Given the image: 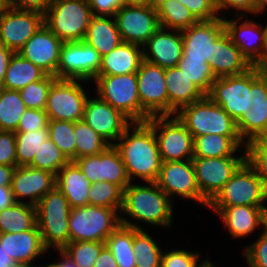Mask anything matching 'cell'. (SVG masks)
I'll return each instance as SVG.
<instances>
[{
    "mask_svg": "<svg viewBox=\"0 0 267 267\" xmlns=\"http://www.w3.org/2000/svg\"><path fill=\"white\" fill-rule=\"evenodd\" d=\"M266 24V25H265ZM264 24L266 31V52H265V68H267V23Z\"/></svg>",
    "mask_w": 267,
    "mask_h": 267,
    "instance_id": "2644e50d",
    "label": "cell"
},
{
    "mask_svg": "<svg viewBox=\"0 0 267 267\" xmlns=\"http://www.w3.org/2000/svg\"><path fill=\"white\" fill-rule=\"evenodd\" d=\"M92 83L94 93L102 100L120 111L131 122H141V103L136 73L97 75Z\"/></svg>",
    "mask_w": 267,
    "mask_h": 267,
    "instance_id": "52a82bcc",
    "label": "cell"
},
{
    "mask_svg": "<svg viewBox=\"0 0 267 267\" xmlns=\"http://www.w3.org/2000/svg\"><path fill=\"white\" fill-rule=\"evenodd\" d=\"M208 63L217 78L240 75L253 67L225 30L214 40V57Z\"/></svg>",
    "mask_w": 267,
    "mask_h": 267,
    "instance_id": "83f0119b",
    "label": "cell"
},
{
    "mask_svg": "<svg viewBox=\"0 0 267 267\" xmlns=\"http://www.w3.org/2000/svg\"><path fill=\"white\" fill-rule=\"evenodd\" d=\"M15 203L11 187L0 185V212Z\"/></svg>",
    "mask_w": 267,
    "mask_h": 267,
    "instance_id": "6125c7cd",
    "label": "cell"
},
{
    "mask_svg": "<svg viewBox=\"0 0 267 267\" xmlns=\"http://www.w3.org/2000/svg\"><path fill=\"white\" fill-rule=\"evenodd\" d=\"M114 146L131 182L157 181L162 160L157 138L147 122H132Z\"/></svg>",
    "mask_w": 267,
    "mask_h": 267,
    "instance_id": "7a4b0ae2",
    "label": "cell"
},
{
    "mask_svg": "<svg viewBox=\"0 0 267 267\" xmlns=\"http://www.w3.org/2000/svg\"><path fill=\"white\" fill-rule=\"evenodd\" d=\"M43 24V13L7 6L0 15V44L17 53Z\"/></svg>",
    "mask_w": 267,
    "mask_h": 267,
    "instance_id": "e0dca14e",
    "label": "cell"
},
{
    "mask_svg": "<svg viewBox=\"0 0 267 267\" xmlns=\"http://www.w3.org/2000/svg\"><path fill=\"white\" fill-rule=\"evenodd\" d=\"M145 229L133 228V251L136 256V267H160L163 252L160 239L156 240ZM152 236V237H151Z\"/></svg>",
    "mask_w": 267,
    "mask_h": 267,
    "instance_id": "8d00e7d4",
    "label": "cell"
},
{
    "mask_svg": "<svg viewBox=\"0 0 267 267\" xmlns=\"http://www.w3.org/2000/svg\"><path fill=\"white\" fill-rule=\"evenodd\" d=\"M249 17L250 15L223 17L225 31L252 66L265 68V27L263 23L261 24L254 18Z\"/></svg>",
    "mask_w": 267,
    "mask_h": 267,
    "instance_id": "5bb4252c",
    "label": "cell"
},
{
    "mask_svg": "<svg viewBox=\"0 0 267 267\" xmlns=\"http://www.w3.org/2000/svg\"><path fill=\"white\" fill-rule=\"evenodd\" d=\"M48 116L45 110L27 108L22 115L15 132L37 131L48 127Z\"/></svg>",
    "mask_w": 267,
    "mask_h": 267,
    "instance_id": "f5cc1de1",
    "label": "cell"
},
{
    "mask_svg": "<svg viewBox=\"0 0 267 267\" xmlns=\"http://www.w3.org/2000/svg\"><path fill=\"white\" fill-rule=\"evenodd\" d=\"M160 27L182 31L198 20L189 11L187 6L178 0H169L157 10Z\"/></svg>",
    "mask_w": 267,
    "mask_h": 267,
    "instance_id": "f35d334b",
    "label": "cell"
},
{
    "mask_svg": "<svg viewBox=\"0 0 267 267\" xmlns=\"http://www.w3.org/2000/svg\"><path fill=\"white\" fill-rule=\"evenodd\" d=\"M53 251L58 254H55L56 259L53 258L54 261L50 262L53 267H79L63 249H53Z\"/></svg>",
    "mask_w": 267,
    "mask_h": 267,
    "instance_id": "94428289",
    "label": "cell"
},
{
    "mask_svg": "<svg viewBox=\"0 0 267 267\" xmlns=\"http://www.w3.org/2000/svg\"><path fill=\"white\" fill-rule=\"evenodd\" d=\"M156 184L175 203L176 198L190 200L200 207H208V201L200 194L192 159L162 162Z\"/></svg>",
    "mask_w": 267,
    "mask_h": 267,
    "instance_id": "4fadbf2b",
    "label": "cell"
},
{
    "mask_svg": "<svg viewBox=\"0 0 267 267\" xmlns=\"http://www.w3.org/2000/svg\"><path fill=\"white\" fill-rule=\"evenodd\" d=\"M7 7V0H0V15L4 12Z\"/></svg>",
    "mask_w": 267,
    "mask_h": 267,
    "instance_id": "89a4df30",
    "label": "cell"
},
{
    "mask_svg": "<svg viewBox=\"0 0 267 267\" xmlns=\"http://www.w3.org/2000/svg\"><path fill=\"white\" fill-rule=\"evenodd\" d=\"M69 160L49 138L41 144L29 166L49 171L55 175Z\"/></svg>",
    "mask_w": 267,
    "mask_h": 267,
    "instance_id": "bcb514c9",
    "label": "cell"
},
{
    "mask_svg": "<svg viewBox=\"0 0 267 267\" xmlns=\"http://www.w3.org/2000/svg\"><path fill=\"white\" fill-rule=\"evenodd\" d=\"M236 127L245 144L267 137V68L253 66L248 70L247 111L236 121Z\"/></svg>",
    "mask_w": 267,
    "mask_h": 267,
    "instance_id": "277c9868",
    "label": "cell"
},
{
    "mask_svg": "<svg viewBox=\"0 0 267 267\" xmlns=\"http://www.w3.org/2000/svg\"><path fill=\"white\" fill-rule=\"evenodd\" d=\"M246 161L255 169L267 192V137L246 144Z\"/></svg>",
    "mask_w": 267,
    "mask_h": 267,
    "instance_id": "681fc988",
    "label": "cell"
},
{
    "mask_svg": "<svg viewBox=\"0 0 267 267\" xmlns=\"http://www.w3.org/2000/svg\"><path fill=\"white\" fill-rule=\"evenodd\" d=\"M62 44L63 41L43 24L17 53L39 67L47 75L57 78Z\"/></svg>",
    "mask_w": 267,
    "mask_h": 267,
    "instance_id": "603a6c76",
    "label": "cell"
},
{
    "mask_svg": "<svg viewBox=\"0 0 267 267\" xmlns=\"http://www.w3.org/2000/svg\"><path fill=\"white\" fill-rule=\"evenodd\" d=\"M53 0H7V6L20 10L45 13Z\"/></svg>",
    "mask_w": 267,
    "mask_h": 267,
    "instance_id": "6f0895ef",
    "label": "cell"
},
{
    "mask_svg": "<svg viewBox=\"0 0 267 267\" xmlns=\"http://www.w3.org/2000/svg\"><path fill=\"white\" fill-rule=\"evenodd\" d=\"M90 181L74 161H69L56 175V186L71 208L88 205Z\"/></svg>",
    "mask_w": 267,
    "mask_h": 267,
    "instance_id": "f546056e",
    "label": "cell"
},
{
    "mask_svg": "<svg viewBox=\"0 0 267 267\" xmlns=\"http://www.w3.org/2000/svg\"><path fill=\"white\" fill-rule=\"evenodd\" d=\"M47 74L19 53H14L3 81L2 88L20 90L29 83L40 81Z\"/></svg>",
    "mask_w": 267,
    "mask_h": 267,
    "instance_id": "e575fe53",
    "label": "cell"
},
{
    "mask_svg": "<svg viewBox=\"0 0 267 267\" xmlns=\"http://www.w3.org/2000/svg\"><path fill=\"white\" fill-rule=\"evenodd\" d=\"M177 66L206 95L210 92L217 77L206 59L181 58Z\"/></svg>",
    "mask_w": 267,
    "mask_h": 267,
    "instance_id": "7bdbcfd3",
    "label": "cell"
},
{
    "mask_svg": "<svg viewBox=\"0 0 267 267\" xmlns=\"http://www.w3.org/2000/svg\"><path fill=\"white\" fill-rule=\"evenodd\" d=\"M142 60V46L122 42L114 50L101 57L98 75L137 73Z\"/></svg>",
    "mask_w": 267,
    "mask_h": 267,
    "instance_id": "4dcf8cb0",
    "label": "cell"
},
{
    "mask_svg": "<svg viewBox=\"0 0 267 267\" xmlns=\"http://www.w3.org/2000/svg\"><path fill=\"white\" fill-rule=\"evenodd\" d=\"M10 267H28V266L23 265V264H17V263H15V264H13V265L10 266Z\"/></svg>",
    "mask_w": 267,
    "mask_h": 267,
    "instance_id": "34e18365",
    "label": "cell"
},
{
    "mask_svg": "<svg viewBox=\"0 0 267 267\" xmlns=\"http://www.w3.org/2000/svg\"><path fill=\"white\" fill-rule=\"evenodd\" d=\"M15 262L12 260V258L5 252L4 249H2L1 243H0V267H10Z\"/></svg>",
    "mask_w": 267,
    "mask_h": 267,
    "instance_id": "e7e4bbea",
    "label": "cell"
},
{
    "mask_svg": "<svg viewBox=\"0 0 267 267\" xmlns=\"http://www.w3.org/2000/svg\"><path fill=\"white\" fill-rule=\"evenodd\" d=\"M45 264H42L41 262V264L38 263L35 267H53L50 263H47V261L45 262Z\"/></svg>",
    "mask_w": 267,
    "mask_h": 267,
    "instance_id": "753ad0ef",
    "label": "cell"
},
{
    "mask_svg": "<svg viewBox=\"0 0 267 267\" xmlns=\"http://www.w3.org/2000/svg\"><path fill=\"white\" fill-rule=\"evenodd\" d=\"M143 59L161 68L176 67L183 55L179 30L160 27L142 46Z\"/></svg>",
    "mask_w": 267,
    "mask_h": 267,
    "instance_id": "484cf974",
    "label": "cell"
},
{
    "mask_svg": "<svg viewBox=\"0 0 267 267\" xmlns=\"http://www.w3.org/2000/svg\"><path fill=\"white\" fill-rule=\"evenodd\" d=\"M0 165L17 167L16 138L13 131H0Z\"/></svg>",
    "mask_w": 267,
    "mask_h": 267,
    "instance_id": "11a10c76",
    "label": "cell"
},
{
    "mask_svg": "<svg viewBox=\"0 0 267 267\" xmlns=\"http://www.w3.org/2000/svg\"><path fill=\"white\" fill-rule=\"evenodd\" d=\"M101 56L85 41L63 42L57 79L83 80L91 82L98 75Z\"/></svg>",
    "mask_w": 267,
    "mask_h": 267,
    "instance_id": "2e32d148",
    "label": "cell"
},
{
    "mask_svg": "<svg viewBox=\"0 0 267 267\" xmlns=\"http://www.w3.org/2000/svg\"><path fill=\"white\" fill-rule=\"evenodd\" d=\"M240 148H246V144L240 136L206 134L194 137L193 157L217 158L233 156Z\"/></svg>",
    "mask_w": 267,
    "mask_h": 267,
    "instance_id": "d6a6232c",
    "label": "cell"
},
{
    "mask_svg": "<svg viewBox=\"0 0 267 267\" xmlns=\"http://www.w3.org/2000/svg\"><path fill=\"white\" fill-rule=\"evenodd\" d=\"M15 52L0 44V88L3 86L5 73Z\"/></svg>",
    "mask_w": 267,
    "mask_h": 267,
    "instance_id": "680465c9",
    "label": "cell"
},
{
    "mask_svg": "<svg viewBox=\"0 0 267 267\" xmlns=\"http://www.w3.org/2000/svg\"><path fill=\"white\" fill-rule=\"evenodd\" d=\"M68 224L70 242H105L121 223L120 214L115 209L87 205L71 208Z\"/></svg>",
    "mask_w": 267,
    "mask_h": 267,
    "instance_id": "30bf717a",
    "label": "cell"
},
{
    "mask_svg": "<svg viewBox=\"0 0 267 267\" xmlns=\"http://www.w3.org/2000/svg\"><path fill=\"white\" fill-rule=\"evenodd\" d=\"M93 267H118L112 252L106 245L102 248Z\"/></svg>",
    "mask_w": 267,
    "mask_h": 267,
    "instance_id": "91938a15",
    "label": "cell"
},
{
    "mask_svg": "<svg viewBox=\"0 0 267 267\" xmlns=\"http://www.w3.org/2000/svg\"><path fill=\"white\" fill-rule=\"evenodd\" d=\"M267 192L255 169L245 161L208 206L267 207Z\"/></svg>",
    "mask_w": 267,
    "mask_h": 267,
    "instance_id": "ba28073f",
    "label": "cell"
},
{
    "mask_svg": "<svg viewBox=\"0 0 267 267\" xmlns=\"http://www.w3.org/2000/svg\"><path fill=\"white\" fill-rule=\"evenodd\" d=\"M16 167L0 165V185L11 187L13 173Z\"/></svg>",
    "mask_w": 267,
    "mask_h": 267,
    "instance_id": "be15d7a7",
    "label": "cell"
},
{
    "mask_svg": "<svg viewBox=\"0 0 267 267\" xmlns=\"http://www.w3.org/2000/svg\"><path fill=\"white\" fill-rule=\"evenodd\" d=\"M27 107L19 90L0 89V131L17 130Z\"/></svg>",
    "mask_w": 267,
    "mask_h": 267,
    "instance_id": "74e56055",
    "label": "cell"
},
{
    "mask_svg": "<svg viewBox=\"0 0 267 267\" xmlns=\"http://www.w3.org/2000/svg\"><path fill=\"white\" fill-rule=\"evenodd\" d=\"M225 30L221 17L198 21L181 31L183 55L181 58L206 59L214 57V40Z\"/></svg>",
    "mask_w": 267,
    "mask_h": 267,
    "instance_id": "d4e9b609",
    "label": "cell"
},
{
    "mask_svg": "<svg viewBox=\"0 0 267 267\" xmlns=\"http://www.w3.org/2000/svg\"><path fill=\"white\" fill-rule=\"evenodd\" d=\"M150 0H123V5L149 6Z\"/></svg>",
    "mask_w": 267,
    "mask_h": 267,
    "instance_id": "003e7915",
    "label": "cell"
},
{
    "mask_svg": "<svg viewBox=\"0 0 267 267\" xmlns=\"http://www.w3.org/2000/svg\"><path fill=\"white\" fill-rule=\"evenodd\" d=\"M90 183L107 181L124 190L130 183L120 152L110 145L102 153L74 160Z\"/></svg>",
    "mask_w": 267,
    "mask_h": 267,
    "instance_id": "ffe728a7",
    "label": "cell"
},
{
    "mask_svg": "<svg viewBox=\"0 0 267 267\" xmlns=\"http://www.w3.org/2000/svg\"><path fill=\"white\" fill-rule=\"evenodd\" d=\"M192 161L200 194L210 202L246 161V148H240L233 156L193 157Z\"/></svg>",
    "mask_w": 267,
    "mask_h": 267,
    "instance_id": "7c38bea8",
    "label": "cell"
},
{
    "mask_svg": "<svg viewBox=\"0 0 267 267\" xmlns=\"http://www.w3.org/2000/svg\"><path fill=\"white\" fill-rule=\"evenodd\" d=\"M207 96L236 122L247 111L248 71L216 78Z\"/></svg>",
    "mask_w": 267,
    "mask_h": 267,
    "instance_id": "cb8c5ba5",
    "label": "cell"
},
{
    "mask_svg": "<svg viewBox=\"0 0 267 267\" xmlns=\"http://www.w3.org/2000/svg\"><path fill=\"white\" fill-rule=\"evenodd\" d=\"M258 233L257 239L240 251L247 267H267V233L264 230Z\"/></svg>",
    "mask_w": 267,
    "mask_h": 267,
    "instance_id": "f907efd6",
    "label": "cell"
},
{
    "mask_svg": "<svg viewBox=\"0 0 267 267\" xmlns=\"http://www.w3.org/2000/svg\"><path fill=\"white\" fill-rule=\"evenodd\" d=\"M0 243L17 264L35 267L41 263L38 259L46 261L44 257L49 258L45 256L48 250L43 245L38 227L19 233H0Z\"/></svg>",
    "mask_w": 267,
    "mask_h": 267,
    "instance_id": "4316f807",
    "label": "cell"
},
{
    "mask_svg": "<svg viewBox=\"0 0 267 267\" xmlns=\"http://www.w3.org/2000/svg\"><path fill=\"white\" fill-rule=\"evenodd\" d=\"M84 41L95 48L99 55L109 53L123 41L114 16H93Z\"/></svg>",
    "mask_w": 267,
    "mask_h": 267,
    "instance_id": "1f68e13d",
    "label": "cell"
},
{
    "mask_svg": "<svg viewBox=\"0 0 267 267\" xmlns=\"http://www.w3.org/2000/svg\"><path fill=\"white\" fill-rule=\"evenodd\" d=\"M164 81L168 93V115H175L182 107L206 95L178 66L165 69Z\"/></svg>",
    "mask_w": 267,
    "mask_h": 267,
    "instance_id": "f1b7e54d",
    "label": "cell"
},
{
    "mask_svg": "<svg viewBox=\"0 0 267 267\" xmlns=\"http://www.w3.org/2000/svg\"><path fill=\"white\" fill-rule=\"evenodd\" d=\"M123 42L143 46L160 28L150 6L123 5L114 15Z\"/></svg>",
    "mask_w": 267,
    "mask_h": 267,
    "instance_id": "ac0fdd59",
    "label": "cell"
},
{
    "mask_svg": "<svg viewBox=\"0 0 267 267\" xmlns=\"http://www.w3.org/2000/svg\"><path fill=\"white\" fill-rule=\"evenodd\" d=\"M174 206L156 182H131L123 190L120 223L136 229H145L148 224L151 229L170 230L174 223Z\"/></svg>",
    "mask_w": 267,
    "mask_h": 267,
    "instance_id": "6da1fadb",
    "label": "cell"
},
{
    "mask_svg": "<svg viewBox=\"0 0 267 267\" xmlns=\"http://www.w3.org/2000/svg\"><path fill=\"white\" fill-rule=\"evenodd\" d=\"M105 242L75 241L69 242L63 250L79 267H93Z\"/></svg>",
    "mask_w": 267,
    "mask_h": 267,
    "instance_id": "c3c4849f",
    "label": "cell"
},
{
    "mask_svg": "<svg viewBox=\"0 0 267 267\" xmlns=\"http://www.w3.org/2000/svg\"><path fill=\"white\" fill-rule=\"evenodd\" d=\"M75 122L49 120L48 131L51 141L69 161L75 160Z\"/></svg>",
    "mask_w": 267,
    "mask_h": 267,
    "instance_id": "f6af8a7d",
    "label": "cell"
},
{
    "mask_svg": "<svg viewBox=\"0 0 267 267\" xmlns=\"http://www.w3.org/2000/svg\"><path fill=\"white\" fill-rule=\"evenodd\" d=\"M105 245L112 252L118 267H136L133 251V227L120 224L107 238Z\"/></svg>",
    "mask_w": 267,
    "mask_h": 267,
    "instance_id": "d590c367",
    "label": "cell"
},
{
    "mask_svg": "<svg viewBox=\"0 0 267 267\" xmlns=\"http://www.w3.org/2000/svg\"><path fill=\"white\" fill-rule=\"evenodd\" d=\"M56 79L55 76L46 75L40 81L29 83L26 87L20 89L19 92L26 107L45 110L51 84Z\"/></svg>",
    "mask_w": 267,
    "mask_h": 267,
    "instance_id": "7dc6e473",
    "label": "cell"
},
{
    "mask_svg": "<svg viewBox=\"0 0 267 267\" xmlns=\"http://www.w3.org/2000/svg\"><path fill=\"white\" fill-rule=\"evenodd\" d=\"M17 166L29 165L40 149L41 144L49 139L48 127L37 131L15 132Z\"/></svg>",
    "mask_w": 267,
    "mask_h": 267,
    "instance_id": "60d3db41",
    "label": "cell"
},
{
    "mask_svg": "<svg viewBox=\"0 0 267 267\" xmlns=\"http://www.w3.org/2000/svg\"><path fill=\"white\" fill-rule=\"evenodd\" d=\"M37 227L44 247L63 249L70 242L69 215L71 207L63 193L55 186L36 205Z\"/></svg>",
    "mask_w": 267,
    "mask_h": 267,
    "instance_id": "3957f363",
    "label": "cell"
},
{
    "mask_svg": "<svg viewBox=\"0 0 267 267\" xmlns=\"http://www.w3.org/2000/svg\"><path fill=\"white\" fill-rule=\"evenodd\" d=\"M37 227L35 205L15 202L0 212V233H19Z\"/></svg>",
    "mask_w": 267,
    "mask_h": 267,
    "instance_id": "836d02e7",
    "label": "cell"
},
{
    "mask_svg": "<svg viewBox=\"0 0 267 267\" xmlns=\"http://www.w3.org/2000/svg\"><path fill=\"white\" fill-rule=\"evenodd\" d=\"M216 261H212L211 265L209 267H219L217 266V262L215 263ZM216 264V265H215Z\"/></svg>",
    "mask_w": 267,
    "mask_h": 267,
    "instance_id": "11e5206c",
    "label": "cell"
},
{
    "mask_svg": "<svg viewBox=\"0 0 267 267\" xmlns=\"http://www.w3.org/2000/svg\"><path fill=\"white\" fill-rule=\"evenodd\" d=\"M167 1H169V0H150L149 6L153 10L157 11L163 5V3L167 2Z\"/></svg>",
    "mask_w": 267,
    "mask_h": 267,
    "instance_id": "a7ac6f4b",
    "label": "cell"
},
{
    "mask_svg": "<svg viewBox=\"0 0 267 267\" xmlns=\"http://www.w3.org/2000/svg\"><path fill=\"white\" fill-rule=\"evenodd\" d=\"M123 203V190L113 183L99 181L90 185L88 205L115 209L119 214Z\"/></svg>",
    "mask_w": 267,
    "mask_h": 267,
    "instance_id": "b9f144b4",
    "label": "cell"
},
{
    "mask_svg": "<svg viewBox=\"0 0 267 267\" xmlns=\"http://www.w3.org/2000/svg\"><path fill=\"white\" fill-rule=\"evenodd\" d=\"M90 83L83 80L56 79L51 84L45 107L48 119L73 122L83 120L88 94L93 93L89 90L92 86L87 85Z\"/></svg>",
    "mask_w": 267,
    "mask_h": 267,
    "instance_id": "9c48e42d",
    "label": "cell"
},
{
    "mask_svg": "<svg viewBox=\"0 0 267 267\" xmlns=\"http://www.w3.org/2000/svg\"><path fill=\"white\" fill-rule=\"evenodd\" d=\"M193 14L198 21H206L219 18L218 11L213 0H178Z\"/></svg>",
    "mask_w": 267,
    "mask_h": 267,
    "instance_id": "db71d44e",
    "label": "cell"
},
{
    "mask_svg": "<svg viewBox=\"0 0 267 267\" xmlns=\"http://www.w3.org/2000/svg\"><path fill=\"white\" fill-rule=\"evenodd\" d=\"M263 230L267 233V210L265 211L264 215V227Z\"/></svg>",
    "mask_w": 267,
    "mask_h": 267,
    "instance_id": "8c879c8a",
    "label": "cell"
},
{
    "mask_svg": "<svg viewBox=\"0 0 267 267\" xmlns=\"http://www.w3.org/2000/svg\"><path fill=\"white\" fill-rule=\"evenodd\" d=\"M175 249L164 248L161 256L160 267H209L212 263V258L208 256L201 258L203 254L199 250L189 251V248H183V245ZM201 260V261H200Z\"/></svg>",
    "mask_w": 267,
    "mask_h": 267,
    "instance_id": "ee69618b",
    "label": "cell"
},
{
    "mask_svg": "<svg viewBox=\"0 0 267 267\" xmlns=\"http://www.w3.org/2000/svg\"><path fill=\"white\" fill-rule=\"evenodd\" d=\"M219 221L222 222L230 239H243L251 237L258 230H263L264 215L267 207L254 206H208Z\"/></svg>",
    "mask_w": 267,
    "mask_h": 267,
    "instance_id": "44dd1931",
    "label": "cell"
},
{
    "mask_svg": "<svg viewBox=\"0 0 267 267\" xmlns=\"http://www.w3.org/2000/svg\"><path fill=\"white\" fill-rule=\"evenodd\" d=\"M88 3L95 16H114L123 6V0H88Z\"/></svg>",
    "mask_w": 267,
    "mask_h": 267,
    "instance_id": "9f6ffc18",
    "label": "cell"
},
{
    "mask_svg": "<svg viewBox=\"0 0 267 267\" xmlns=\"http://www.w3.org/2000/svg\"><path fill=\"white\" fill-rule=\"evenodd\" d=\"M175 115L193 138L206 134L239 136L236 122L207 95L201 100L182 107Z\"/></svg>",
    "mask_w": 267,
    "mask_h": 267,
    "instance_id": "8992f818",
    "label": "cell"
},
{
    "mask_svg": "<svg viewBox=\"0 0 267 267\" xmlns=\"http://www.w3.org/2000/svg\"><path fill=\"white\" fill-rule=\"evenodd\" d=\"M267 0H255V16H267ZM265 13V14H264Z\"/></svg>",
    "mask_w": 267,
    "mask_h": 267,
    "instance_id": "03108f58",
    "label": "cell"
},
{
    "mask_svg": "<svg viewBox=\"0 0 267 267\" xmlns=\"http://www.w3.org/2000/svg\"><path fill=\"white\" fill-rule=\"evenodd\" d=\"M74 136L75 159L100 154L110 146L84 120L75 122Z\"/></svg>",
    "mask_w": 267,
    "mask_h": 267,
    "instance_id": "ab89813d",
    "label": "cell"
},
{
    "mask_svg": "<svg viewBox=\"0 0 267 267\" xmlns=\"http://www.w3.org/2000/svg\"><path fill=\"white\" fill-rule=\"evenodd\" d=\"M213 2L221 18L227 17L226 13L231 15H250L254 18L260 17L255 16V0H213Z\"/></svg>",
    "mask_w": 267,
    "mask_h": 267,
    "instance_id": "816d5d0a",
    "label": "cell"
},
{
    "mask_svg": "<svg viewBox=\"0 0 267 267\" xmlns=\"http://www.w3.org/2000/svg\"><path fill=\"white\" fill-rule=\"evenodd\" d=\"M55 186V174L26 165L15 168L11 190L15 202L36 205Z\"/></svg>",
    "mask_w": 267,
    "mask_h": 267,
    "instance_id": "7402d4cb",
    "label": "cell"
},
{
    "mask_svg": "<svg viewBox=\"0 0 267 267\" xmlns=\"http://www.w3.org/2000/svg\"><path fill=\"white\" fill-rule=\"evenodd\" d=\"M146 122L153 128L162 162L193 158L194 138L176 115L152 116Z\"/></svg>",
    "mask_w": 267,
    "mask_h": 267,
    "instance_id": "8fae6325",
    "label": "cell"
},
{
    "mask_svg": "<svg viewBox=\"0 0 267 267\" xmlns=\"http://www.w3.org/2000/svg\"><path fill=\"white\" fill-rule=\"evenodd\" d=\"M88 0H53L44 24L63 42L84 41L93 17Z\"/></svg>",
    "mask_w": 267,
    "mask_h": 267,
    "instance_id": "5b68a950",
    "label": "cell"
},
{
    "mask_svg": "<svg viewBox=\"0 0 267 267\" xmlns=\"http://www.w3.org/2000/svg\"><path fill=\"white\" fill-rule=\"evenodd\" d=\"M92 95L89 94L85 103L83 120L110 145H114L132 122L94 92Z\"/></svg>",
    "mask_w": 267,
    "mask_h": 267,
    "instance_id": "d6986e66",
    "label": "cell"
},
{
    "mask_svg": "<svg viewBox=\"0 0 267 267\" xmlns=\"http://www.w3.org/2000/svg\"><path fill=\"white\" fill-rule=\"evenodd\" d=\"M136 75L141 103V122H146L152 116L168 115L165 69L143 59Z\"/></svg>",
    "mask_w": 267,
    "mask_h": 267,
    "instance_id": "9a60e30c",
    "label": "cell"
}]
</instances>
